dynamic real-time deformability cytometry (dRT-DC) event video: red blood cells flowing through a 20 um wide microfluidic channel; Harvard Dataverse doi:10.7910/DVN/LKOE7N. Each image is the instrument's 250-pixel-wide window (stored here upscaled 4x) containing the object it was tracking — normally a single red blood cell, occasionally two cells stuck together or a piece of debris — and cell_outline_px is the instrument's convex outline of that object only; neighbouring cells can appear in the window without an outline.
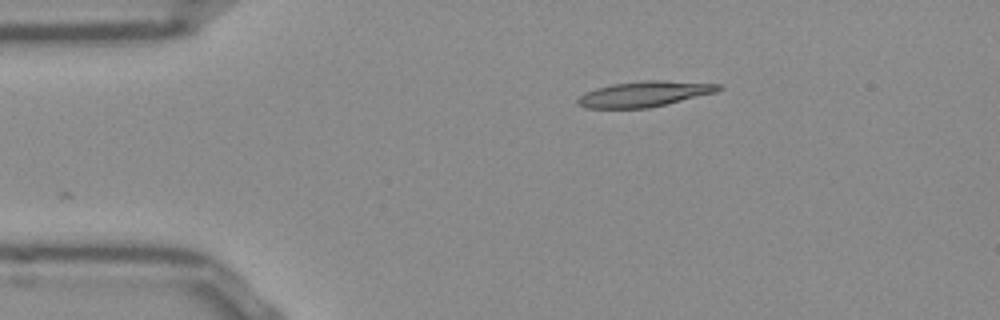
{"species": "Egyptian fruit bat (a non-hibernating species)", "species_latin": "Rousettus aegyptiacus", "temperature_condition": "room temperature", "stored_images_in_passage": 31, "camera_frame_rate_fps": 3000, "um_per_image_px": 0.085, "frame": {"image": 1, "passage_image": 1, "time_ms": 0.0, "image_size_px": [1000, 320], "cell_outline_px": [[724, 88], [716, 92], [668, 104], [648, 108], [584, 108], [576, 104], [576, 100], [584, 92], [596, 88], [612, 84], [644, 80], [660, 80], [720, 84]], "centroid_in_image_um": [54.75, 7.99], "position_along_channel_um": 30.2, "area_um2": 21.04}}
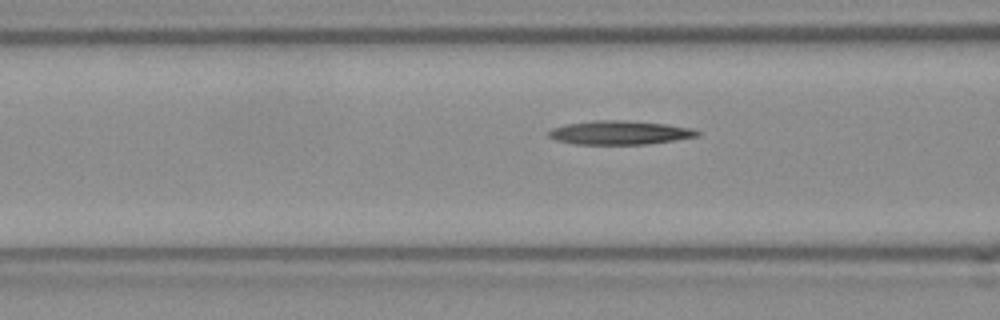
{"frame": {"image": 2, "passage_image": 11, "time_ms": 3.333, "image_size_px": [1000, 320], "cell_outline_px": [[700, 136], [644, 144], [576, 144], [556, 140], [548, 136], [548, 132], [552, 128], [564, 124], [592, 120], [624, 120], [668, 124], [692, 128], [700, 132]], "centroid_in_image_um": [52.66, 11.26], "position_along_channel_um": 113.9, "area_um2": 20.63}}
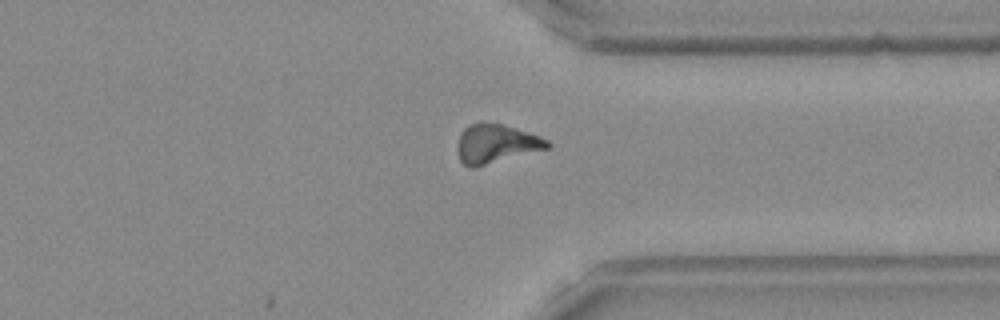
{"frame": {"image": 3, "passage_image": 31, "time_ms": 10.0, "image_size_px": [1000, 320], "cell_outline_px": [[552, 144], [548, 148], [472, 168], [464, 164], [460, 160], [456, 148], [456, 144], [460, 132], [468, 124], [480, 120], [484, 120], [500, 124], [528, 132], [540, 136], [548, 140]], "centroid_in_image_um": [42.1, 12.18], "position_along_channel_um": 369.3, "area_um2": 20.58}}